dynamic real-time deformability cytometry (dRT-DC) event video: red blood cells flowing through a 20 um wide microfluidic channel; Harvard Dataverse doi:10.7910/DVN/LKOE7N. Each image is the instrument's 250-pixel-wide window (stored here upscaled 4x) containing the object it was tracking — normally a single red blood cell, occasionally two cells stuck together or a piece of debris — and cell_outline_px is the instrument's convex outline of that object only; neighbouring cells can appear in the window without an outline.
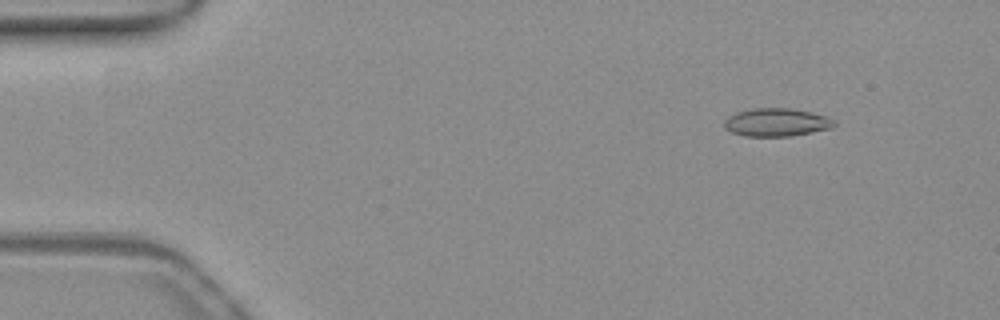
{"species": "common noctule bat (a hibernating species)", "species_latin": "Nyctalus noctula", "temperature_condition": "warm", "stored_images_in_passage": 50, "camera_frame_rate_fps": 3000, "um_per_image_px": 0.085, "animal": {"sex": "female", "body_mass_g": 19.3, "forearm_length_mm": 54.1}, "frame": {"image": 1, "passage_image": 3, "time_ms": 0.667, "image_size_px": [1000, 320], "cell_outline_px": [[836, 124], [832, 128], [792, 136], [744, 136], [732, 132], [724, 128], [724, 120], [728, 116], [736, 112], [752, 108], [792, 108], [812, 112], [828, 116], [836, 120]], "centroid_in_image_um": [66.03, 10.39], "position_along_channel_um": 19.0, "area_um2": 18.26}}
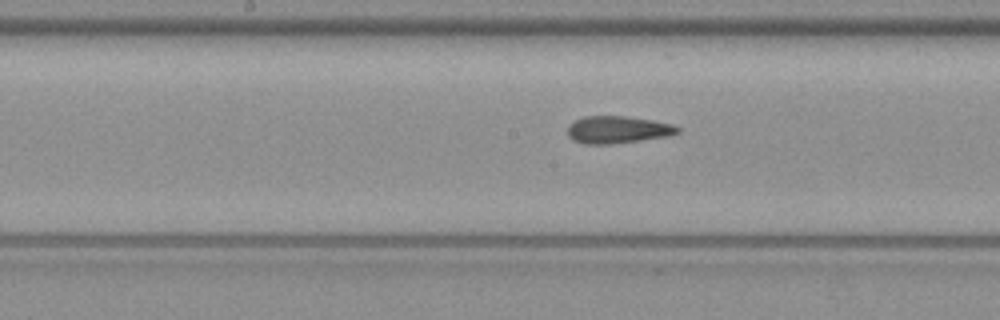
{"frame": {"image": 2, "passage_image": 24, "time_ms": 7.667, "image_size_px": [1000, 320], "cell_outline_px": [[680, 132], [672, 136], [612, 144], [584, 144], [572, 140], [568, 136], [568, 124], [584, 116], [624, 116], [652, 120], [672, 124], [680, 128]], "centroid_in_image_um": [52.51, 11.03], "position_along_channel_um": 195.7, "area_um2": 17.69}}
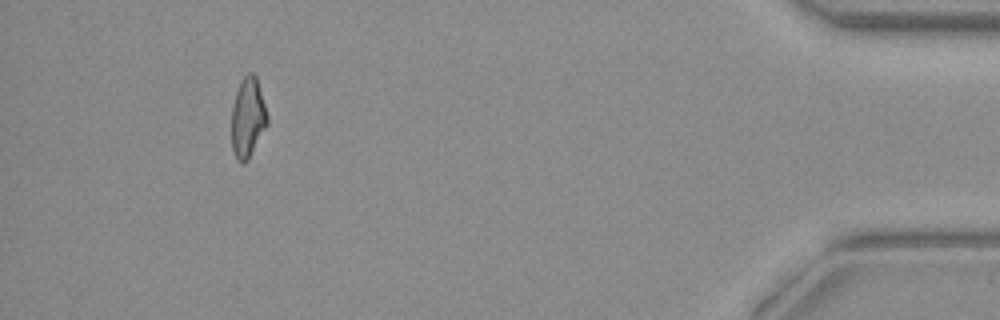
{"frame": {"image": 3, "passage_image": 46, "time_ms": 15.0, "image_size_px": [1000, 320], "cell_outline_px": [[268, 124], [248, 160], [244, 164], [240, 164], [236, 160], [232, 148], [232, 108], [236, 92], [240, 80], [248, 72], [252, 72], [256, 76], [268, 116]], "centroid_in_image_um": [21.06, 10.02], "position_along_channel_um": 414.1, "area_um2": 16.76}, "authors_computed_cell_mechanics": {"area_um2": 17.6868, "velocity_mm_per_s": 3.9022, "shape_relaxation_time_tau1_ms": null, "shape_relaxation_time_tau2_ms": 2.2342, "deformation_change_tau1": null, "deformation_change_tau2": 0.1054}}